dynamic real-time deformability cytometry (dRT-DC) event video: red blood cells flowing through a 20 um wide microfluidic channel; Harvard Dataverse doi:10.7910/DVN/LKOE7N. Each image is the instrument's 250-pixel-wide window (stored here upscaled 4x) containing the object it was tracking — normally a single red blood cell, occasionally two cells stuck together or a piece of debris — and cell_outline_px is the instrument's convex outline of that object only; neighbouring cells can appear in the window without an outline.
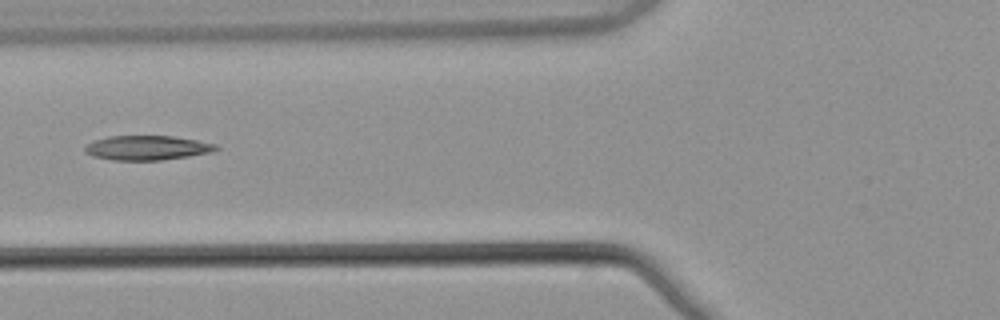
{"species": "common noctule bat (a hibernating species)", "species_latin": "Nyctalus noctula", "temperature_condition": "warm", "stored_images_in_passage": 6, "camera_frame_rate_fps": 3000, "um_per_image_px": 0.085, "animal": {"sex": "male", "body_mass_g": 21.5, "forearm_length_mm": 52.0}, "frame": {"image": 1, "passage_image": 5, "time_ms": 1.333, "image_size_px": [1000, 320], "cell_outline_px": [[220, 148], [212, 152], [188, 156], [160, 160], [112, 160], [92, 156], [84, 152], [84, 148], [88, 144], [96, 140], [108, 136], [172, 136], [196, 140], [216, 144]], "centroid_in_image_um": [12.5, 12.56], "position_along_channel_um": 113.3, "area_um2": 18.61}}
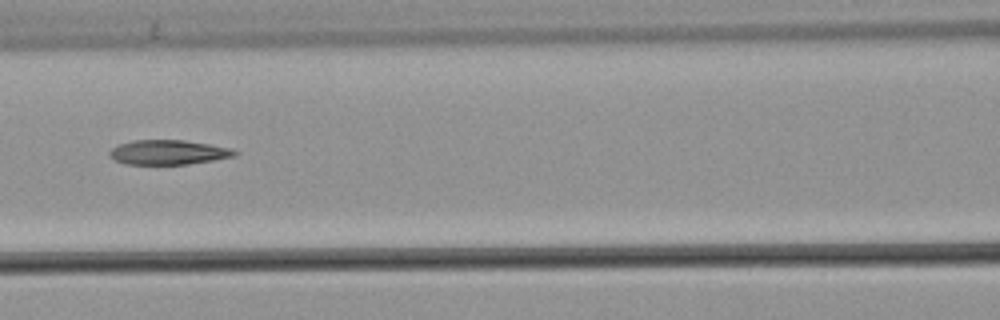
{"frame": {"image": 2, "passage_image": 6, "time_ms": 1.667, "image_size_px": [1000, 320], "cell_outline_px": [[240, 152], [236, 156], [188, 164], [124, 164], [108, 156], [108, 152], [112, 148], [120, 144], [132, 140], [184, 140], [232, 148]], "centroid_in_image_um": [14.31, 12.94], "position_along_channel_um": 152.3, "area_um2": 17.98}}